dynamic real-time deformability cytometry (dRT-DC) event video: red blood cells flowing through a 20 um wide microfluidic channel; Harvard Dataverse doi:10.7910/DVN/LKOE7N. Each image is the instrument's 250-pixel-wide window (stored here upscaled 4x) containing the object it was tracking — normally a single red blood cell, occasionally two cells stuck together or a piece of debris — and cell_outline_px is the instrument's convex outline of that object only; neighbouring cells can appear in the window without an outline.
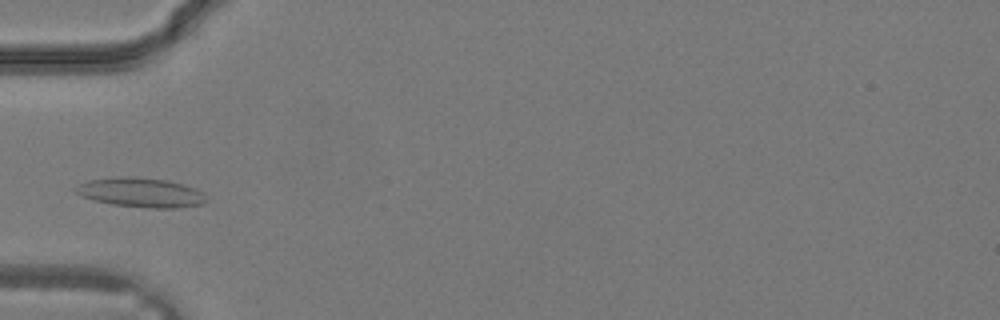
{"species": "common noctule bat (a hibernating species)", "species_latin": "Nyctalus noctula", "temperature_condition": "warm", "stored_images_in_passage": 12, "camera_frame_rate_fps": 3000, "um_per_image_px": 0.085, "animal": {"sex": "male", "body_mass_g": 19.2, "forearm_length_mm": 51.8}, "frame": {"image": 1, "passage_image": 1, "time_ms": 0.0, "image_size_px": [1000, 320], "cell_outline_px": [[208, 200], [204, 204], [176, 208], [152, 208], [112, 204], [96, 200], [84, 196], [76, 192], [72, 188], [88, 180], [120, 176], [136, 176], [168, 180], [184, 184], [196, 188], [204, 192]], "centroid_in_image_um": [12.05, 16.35], "position_along_channel_um": 73.0, "area_um2": 22.6}}
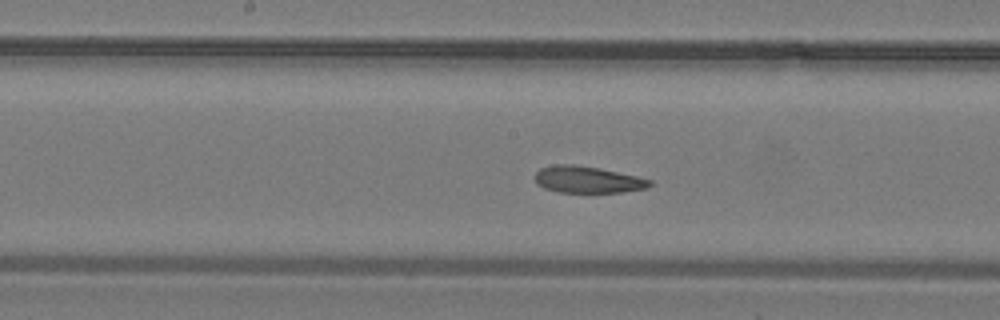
{"frame": {"image": 2, "passage_image": 7, "time_ms": 2.0, "image_size_px": [1000, 320], "cell_outline_px": [[652, 184], [648, 188], [620, 192], [556, 192], [544, 188], [536, 184], [532, 176], [540, 168], [556, 164], [576, 164], [600, 168], [636, 176], [652, 180]], "centroid_in_image_um": [49.89, 15.26], "position_along_channel_um": 198.3, "area_um2": 18.09}}
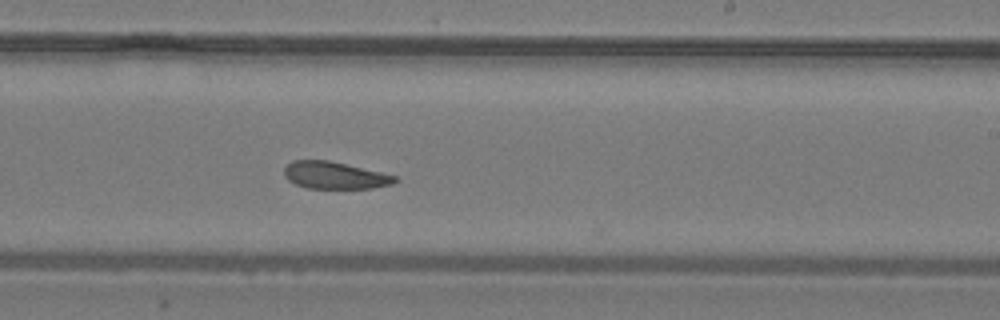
{"frame": {"image": 3, "passage_image": 10, "time_ms": 3.0, "image_size_px": [1000, 320], "cell_outline_px": [[400, 180], [392, 184], [372, 188], [308, 188], [296, 184], [288, 180], [284, 176], [284, 168], [292, 160], [328, 160], [380, 172], [396, 176]], "centroid_in_image_um": [28.44, 14.9], "position_along_channel_um": 260.6, "area_um2": 17.4}}